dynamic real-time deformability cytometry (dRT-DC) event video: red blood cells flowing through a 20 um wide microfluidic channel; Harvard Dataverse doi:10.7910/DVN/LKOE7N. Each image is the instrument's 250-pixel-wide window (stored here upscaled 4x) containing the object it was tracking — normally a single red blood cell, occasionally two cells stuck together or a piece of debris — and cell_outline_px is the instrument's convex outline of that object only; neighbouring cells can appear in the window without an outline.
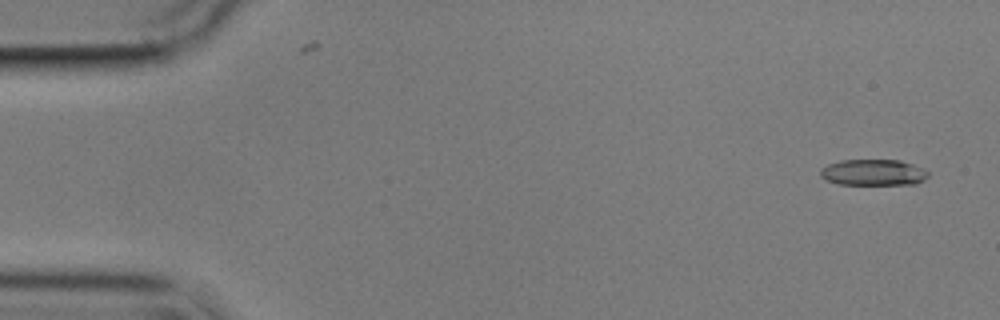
{"species": "common noctule bat (a hibernating species)", "species_latin": "Nyctalus noctula", "temperature_condition": "cold", "stored_images_in_passage": 55, "camera_frame_rate_fps": 3000, "um_per_image_px": 0.085, "animal": {"sex": "male", "body_mass_g": 17.9}, "frame": {"image": 1, "passage_image": 2, "time_ms": 0.333, "image_size_px": [1000, 320], "cell_outline_px": [[928, 176], [924, 180], [916, 184], [840, 184], [828, 180], [820, 176], [820, 168], [828, 164], [840, 160], [900, 160], [912, 164], [928, 172]], "centroid_in_image_um": [74.21, 14.65], "position_along_channel_um": 10.8, "area_um2": 16.3}}
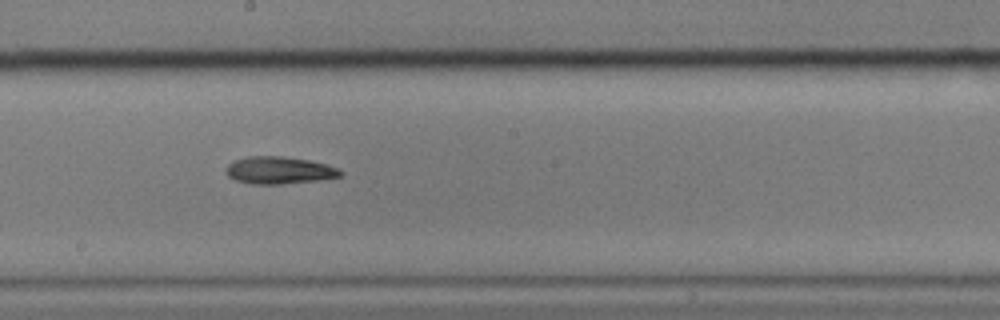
{"frame": {"image": 2, "passage_image": 30, "time_ms": 9.667, "image_size_px": [1000, 320], "cell_outline_px": [[344, 172], [340, 176], [320, 180], [280, 184], [252, 184], [236, 180], [228, 176], [224, 172], [224, 168], [228, 164], [236, 160], [248, 156], [280, 156], [308, 160], [328, 164]], "centroid_in_image_um": [23.71, 14.47], "position_along_channel_um": 224.5, "area_um2": 18.21}}
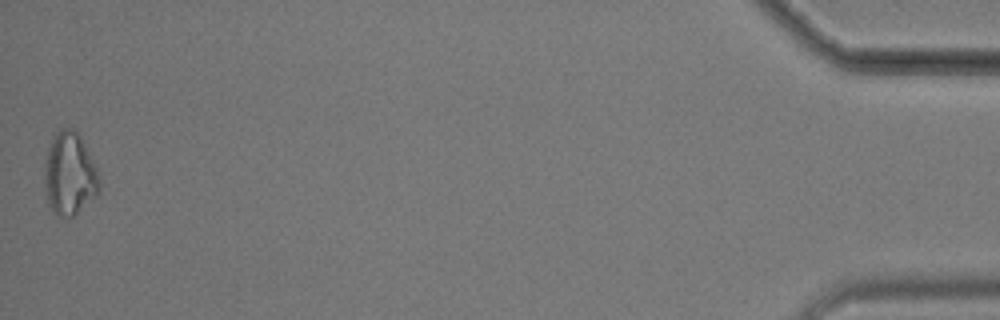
{"frame": {"image": 3, "passage_image": 55, "time_ms": 18.0, "image_size_px": [1000, 320], "cell_outline_px": [[100, 188], [96, 196], [72, 216], [60, 216], [48, 204], [44, 188], [44, 164], [48, 148], [56, 132], [60, 128], [72, 128], [76, 132], [92, 160], [96, 168], [100, 184]], "centroid_in_image_um": [5.88, 14.79], "position_along_channel_um": 429.3, "area_um2": 25.95}, "authors_computed_cell_mechanics": {"area_um2": 18.207, "velocity_mm_per_s": 3.566, "shape_relaxation_time_tau1_ms": 6.7492, "shape_relaxation_time_tau2_ms": null, "deformation_change_tau1": 0.1549, "deformation_change_tau2": null}}